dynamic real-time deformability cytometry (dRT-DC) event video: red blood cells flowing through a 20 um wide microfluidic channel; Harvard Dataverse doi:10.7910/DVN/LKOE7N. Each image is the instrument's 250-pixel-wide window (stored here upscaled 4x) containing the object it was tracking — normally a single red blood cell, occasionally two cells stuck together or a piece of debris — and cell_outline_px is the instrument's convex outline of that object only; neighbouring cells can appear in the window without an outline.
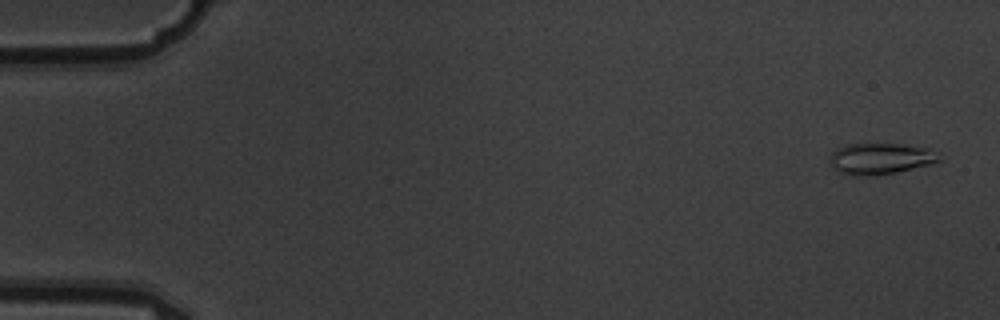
{"species": "common noctule bat (a hibernating species)", "species_latin": "Nyctalus noctula", "temperature_condition": "warm", "stored_images_in_passage": 5, "camera_frame_rate_fps": 3000, "um_per_image_px": 0.085, "animal": {"sex": "male", "body_mass_g": 19.5, "forearm_length_mm": 54.6}, "frame": {"image": 1, "passage_image": 1, "time_ms": 0.0, "image_size_px": [1000, 320], "cell_outline_px": [[940, 160], [932, 164], [896, 172], [868, 176], [852, 176], [840, 172], [832, 168], [828, 160], [832, 152], [836, 148], [844, 144], [896, 144], [932, 148]], "centroid_in_image_um": [74.77, 13.49], "position_along_channel_um": 10.2, "area_um2": 20.0}}
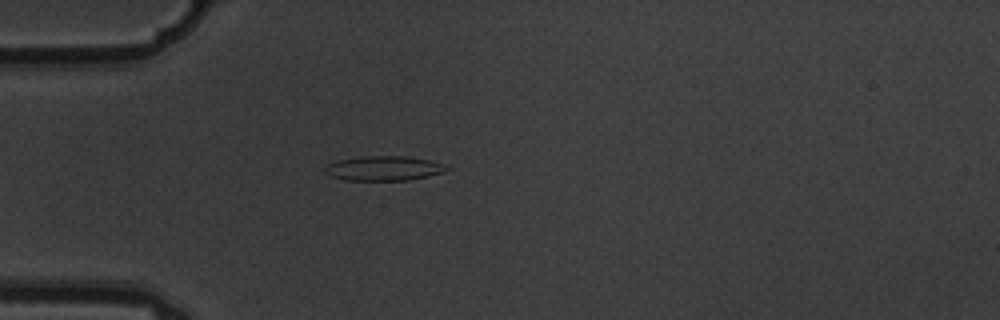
{"frame": {"image": 2, "passage_image": 5, "time_ms": 1.333, "image_size_px": [1000, 320], "cell_outline_px": [[452, 168], [444, 172], [428, 176], [408, 180], [344, 180], [328, 176], [324, 172], [324, 168], [328, 164], [336, 160], [360, 156], [408, 156], [428, 160]], "centroid_in_image_um": [32.56, 14.31], "position_along_channel_um": 52.4, "area_um2": 17.57}}